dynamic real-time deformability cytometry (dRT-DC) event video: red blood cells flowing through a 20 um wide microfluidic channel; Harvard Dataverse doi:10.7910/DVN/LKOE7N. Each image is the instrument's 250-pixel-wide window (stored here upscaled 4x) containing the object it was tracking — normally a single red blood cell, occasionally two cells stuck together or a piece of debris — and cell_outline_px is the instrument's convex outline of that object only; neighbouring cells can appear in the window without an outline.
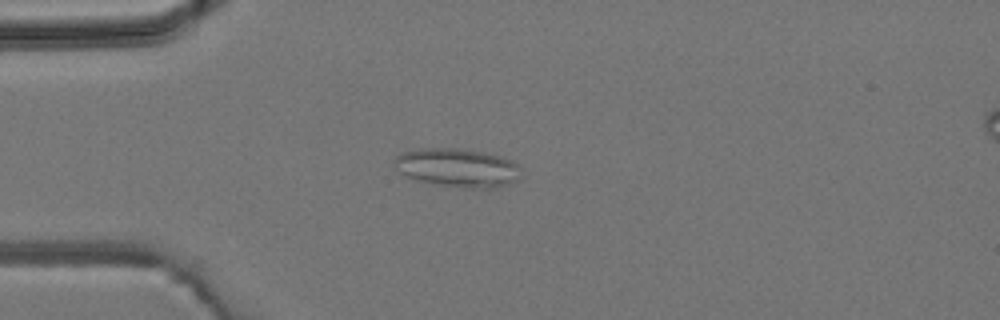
{"species": "common noctule bat (a hibernating species)", "species_latin": "Nyctalus noctula", "temperature_condition": "room temperature", "stored_images_in_passage": 3, "camera_frame_rate_fps": 3000, "um_per_image_px": 0.085, "animal": {"sex": "male", "body_mass_g": 19.2, "forearm_length_mm": 51.8}, "frame": {"image": 1, "passage_image": 3, "time_ms": 2.333, "image_size_px": [1000, 320], "cell_outline_px": [[520, 180], [512, 184], [496, 188], [472, 188], [440, 184], [416, 180], [400, 172], [396, 168], [392, 160], [400, 152], [420, 148], [464, 148], [484, 152], [512, 160], [516, 164]], "centroid_in_image_um": [38.88, 14.24], "position_along_channel_um": 46.1, "area_um2": 28.55}}